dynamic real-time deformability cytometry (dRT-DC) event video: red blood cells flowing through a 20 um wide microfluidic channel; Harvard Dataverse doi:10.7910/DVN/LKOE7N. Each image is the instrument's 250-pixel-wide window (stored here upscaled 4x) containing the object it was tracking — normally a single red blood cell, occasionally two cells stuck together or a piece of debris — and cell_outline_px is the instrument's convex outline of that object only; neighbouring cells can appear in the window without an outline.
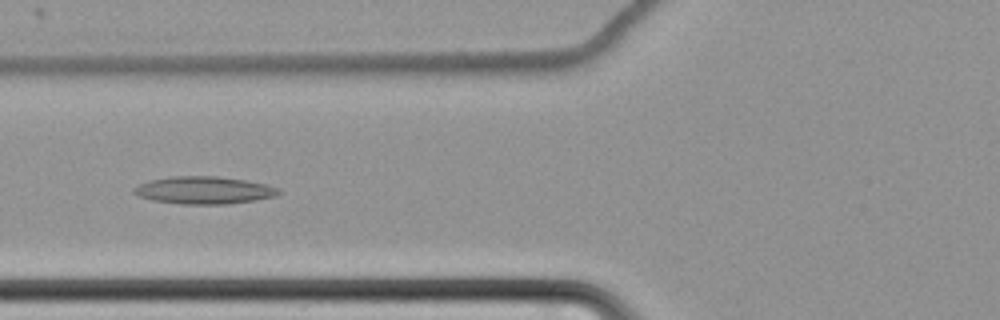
{"species": "common noctule bat (a hibernating species)", "species_latin": "Nyctalus noctula", "temperature_condition": "cold", "stored_images_in_passage": 65, "camera_frame_rate_fps": 3000, "um_per_image_px": 0.085, "animal": {"sex": "female", "body_mass_g": 22.7, "forearm_length_mm": 54.2}, "frame": {"image": 1, "passage_image": 29, "time_ms": 9.333, "image_size_px": [1000, 320], "cell_outline_px": [[280, 192], [276, 196], [256, 200], [228, 204], [180, 204], [152, 200], [140, 196], [132, 192], [132, 188], [148, 180], [172, 176], [216, 176], [248, 180], [280, 188]], "centroid_in_image_um": [17.34, 16.16], "position_along_channel_um": 108.5, "area_um2": 23.29}}
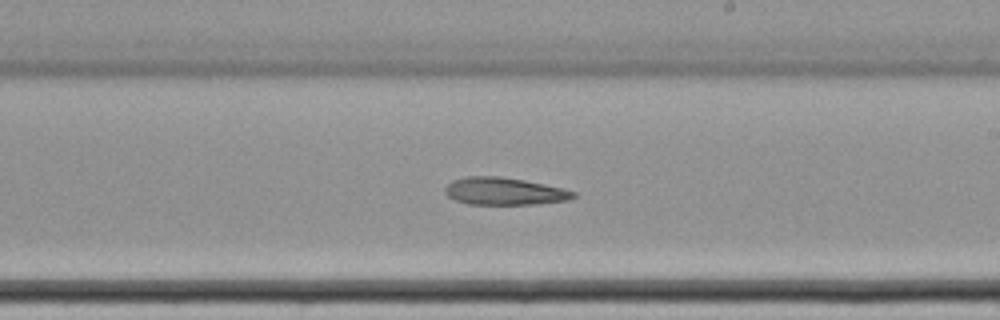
{"frame": {"image": 2, "passage_image": 41, "time_ms": 13.333, "image_size_px": [1000, 320], "cell_outline_px": [[576, 196], [568, 200], [536, 204], [468, 204], [456, 200], [448, 196], [444, 192], [444, 188], [452, 180], [464, 176], [500, 176], [524, 180], [544, 184], [576, 192]], "centroid_in_image_um": [42.83, 16.25], "position_along_channel_um": 246.2, "area_um2": 20.46}}
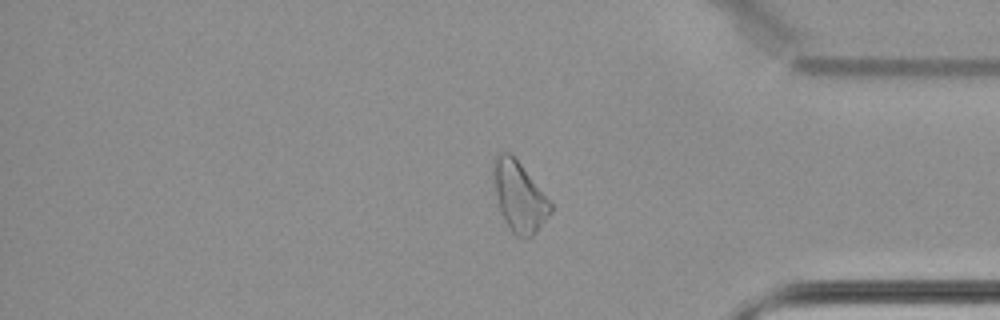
{"frame": {"image": 3, "passage_image": 55, "time_ms": 18.0, "image_size_px": [1000, 320], "cell_outline_px": [[552, 212], [532, 236], [528, 240], [516, 236], [512, 232], [504, 220], [500, 212], [496, 196], [492, 176], [492, 164], [496, 152], [508, 152], [520, 164], [552, 204]], "centroid_in_image_um": [44.09, 16.73], "position_along_channel_um": 391.1, "area_um2": 23.24}, "authors_computed_cell_mechanics": {"area_um2": 24.3338, "velocity_mm_per_s": 3.4442, "shape_relaxation_time_tau1_ms": null, "shape_relaxation_time_tau2_ms": 4.9259, "deformation_change_tau1": null, "deformation_change_tau2": 0.1304}}